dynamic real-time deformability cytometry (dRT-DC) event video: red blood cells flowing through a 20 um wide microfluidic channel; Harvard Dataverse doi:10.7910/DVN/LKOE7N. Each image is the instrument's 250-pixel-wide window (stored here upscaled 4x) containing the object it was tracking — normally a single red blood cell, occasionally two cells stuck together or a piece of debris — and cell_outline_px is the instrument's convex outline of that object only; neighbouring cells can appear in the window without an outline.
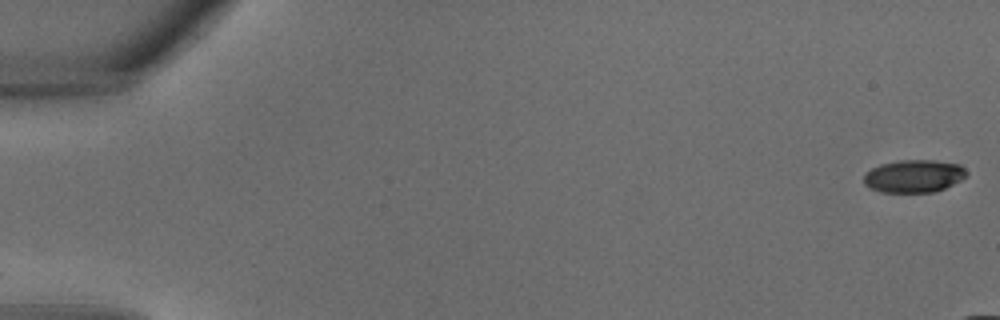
{"species": "common noctule bat (a hibernating species)", "species_latin": "Nyctalus noctula", "temperature_condition": "warm", "stored_images_in_passage": 9, "camera_frame_rate_fps": 3000, "um_per_image_px": 0.085, "animal": {"sex": "male", "body_mass_g": 18.8}, "frame": {"image": 1, "passage_image": 1, "time_ms": 0.0, "image_size_px": [1000, 320], "cell_outline_px": [[968, 176], [944, 188], [932, 192], [880, 192], [868, 188], [864, 184], [864, 172], [880, 164], [900, 160], [932, 160], [960, 164], [968, 172]], "centroid_in_image_um": [77.66, 14.96], "position_along_channel_um": 7.3, "area_um2": 19.71}}